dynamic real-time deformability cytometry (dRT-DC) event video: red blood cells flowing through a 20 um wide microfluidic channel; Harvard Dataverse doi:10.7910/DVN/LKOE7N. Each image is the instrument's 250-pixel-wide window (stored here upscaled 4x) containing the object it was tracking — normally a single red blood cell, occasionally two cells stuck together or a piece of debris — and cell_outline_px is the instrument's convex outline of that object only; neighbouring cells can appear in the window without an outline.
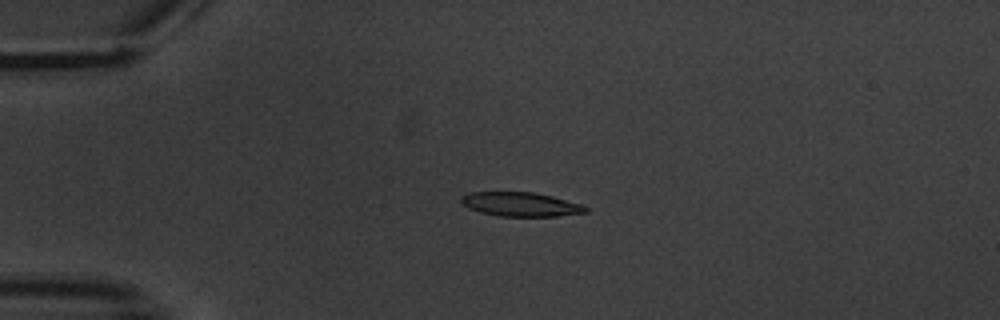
{"species": "common noctule bat (a hibernating species)", "species_latin": "Nyctalus noctula", "temperature_condition": "warm", "stored_images_in_passage": 6, "camera_frame_rate_fps": 3000, "um_per_image_px": 0.085, "animal": {"sex": "male", "body_mass_g": 20.1, "forearm_length_mm": 53.5}, "frame": {"image": 1, "passage_image": 5, "time_ms": 4.667, "image_size_px": [1000, 320], "cell_outline_px": [[588, 212], [556, 216], [500, 216], [480, 212], [468, 208], [460, 200], [460, 196], [468, 192], [536, 192], [584, 204], [588, 208]], "centroid_in_image_um": [44.27, 17.36], "position_along_channel_um": 40.7, "area_um2": 17.63}}